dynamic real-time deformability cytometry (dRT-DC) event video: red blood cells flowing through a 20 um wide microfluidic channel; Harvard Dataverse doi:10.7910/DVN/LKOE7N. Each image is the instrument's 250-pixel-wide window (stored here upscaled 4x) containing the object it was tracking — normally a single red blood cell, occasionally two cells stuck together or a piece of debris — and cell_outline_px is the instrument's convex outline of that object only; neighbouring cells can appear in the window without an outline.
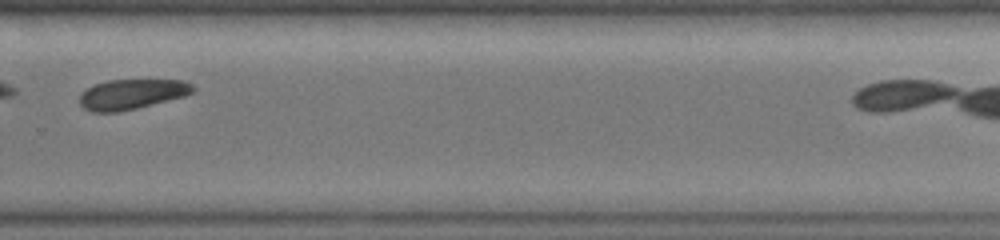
{"species": "common noctule bat (a hibernating species)", "species_latin": "Nyctalus noctula", "temperature_condition": "warm", "stored_images_in_passage": 22, "camera_frame_rate_fps": 3000, "um_per_image_px": 0.085, "animal": {"sex": "female", "body_mass_g": 19.0, "forearm_length_mm": 51.5}, "frame": {"image": 1, "passage_image": 16, "time_ms": 5.0, "image_size_px": [1000, 240], "cell_outline_px": [[196, 88], [192, 92], [184, 96], [120, 112], [92, 112], [84, 108], [80, 104], [80, 92], [96, 84], [108, 80], [184, 80], [192, 84]], "centroid_in_image_um": [11.19, 8.0], "position_along_channel_um": 318.6, "area_um2": 19.77}}